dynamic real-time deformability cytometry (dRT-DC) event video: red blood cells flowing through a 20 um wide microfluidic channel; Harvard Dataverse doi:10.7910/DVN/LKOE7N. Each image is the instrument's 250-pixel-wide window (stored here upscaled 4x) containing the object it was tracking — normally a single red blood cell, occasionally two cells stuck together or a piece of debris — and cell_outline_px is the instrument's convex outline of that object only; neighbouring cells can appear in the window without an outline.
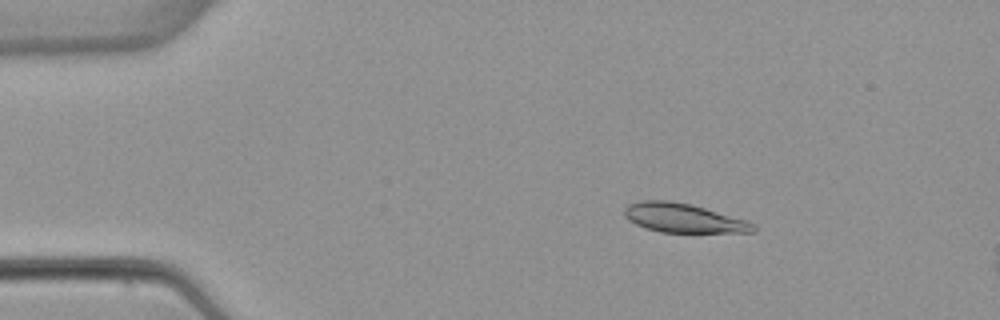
{"species": "common noctule bat (a hibernating species)", "species_latin": "Nyctalus noctula", "temperature_condition": "warm", "stored_images_in_passage": 4, "camera_frame_rate_fps": 3000, "um_per_image_px": 0.085, "animal": {"sex": "female", "body_mass_g": 22.7, "forearm_length_mm": 54.2}, "frame": {"image": 1, "passage_image": 3, "time_ms": 2.333, "image_size_px": [1000, 320], "cell_outline_px": [[756, 232], [660, 232], [644, 228], [628, 220], [624, 216], [624, 208], [628, 204], [640, 200], [668, 200], [692, 204], [748, 220], [756, 224]], "centroid_in_image_um": [58.09, 18.52], "position_along_channel_um": 26.9, "area_um2": 22.14}}